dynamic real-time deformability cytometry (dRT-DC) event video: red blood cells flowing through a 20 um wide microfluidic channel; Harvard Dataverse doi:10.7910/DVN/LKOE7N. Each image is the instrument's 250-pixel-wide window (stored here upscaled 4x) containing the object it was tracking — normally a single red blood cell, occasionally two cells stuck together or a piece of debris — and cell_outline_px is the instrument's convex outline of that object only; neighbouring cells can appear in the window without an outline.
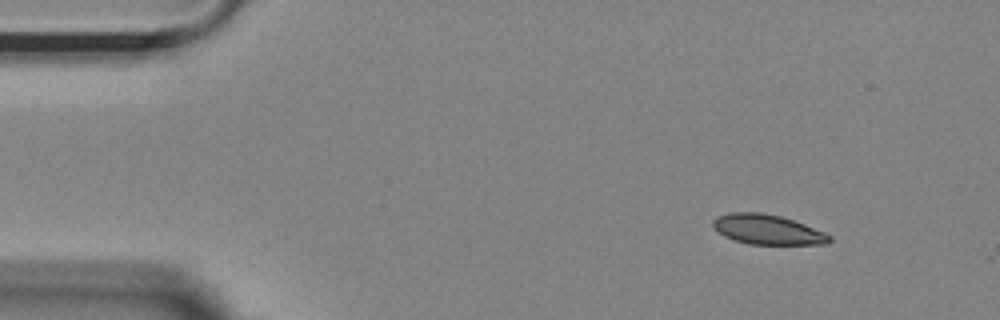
{"species": "Egyptian fruit bat (a non-hibernating species)", "species_latin": "Rousettus aegyptiacus", "temperature_condition": "room temperature", "stored_images_in_passage": 48, "camera_frame_rate_fps": 3000, "um_per_image_px": 0.085, "animal": {"sex": "female"}, "frame": {"image": 1, "passage_image": 1, "time_ms": 0.0, "image_size_px": [1000, 320], "cell_outline_px": [[832, 240], [828, 244], [748, 244], [732, 240], [724, 236], [712, 224], [712, 220], [716, 216], [728, 212], [760, 212], [780, 216], [804, 224], [824, 232], [832, 236]], "centroid_in_image_um": [65.22, 19.51], "position_along_channel_um": 19.8, "area_um2": 20.29}}
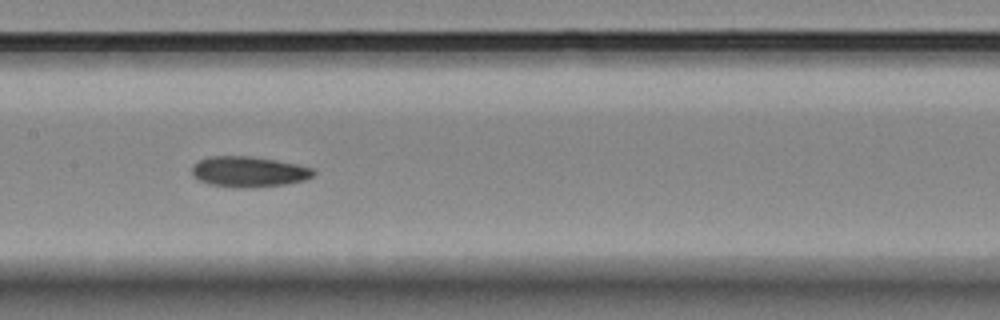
{"frame": {"image": 2, "passage_image": 21, "time_ms": 6.667, "image_size_px": [1000, 320], "cell_outline_px": [[316, 172], [312, 176], [304, 180], [284, 184], [252, 188], [232, 188], [208, 184], [192, 176], [192, 164], [208, 156], [248, 156], [296, 164], [312, 168]], "centroid_in_image_um": [21.09, 14.61], "position_along_channel_um": 186.3, "area_um2": 21.68}}
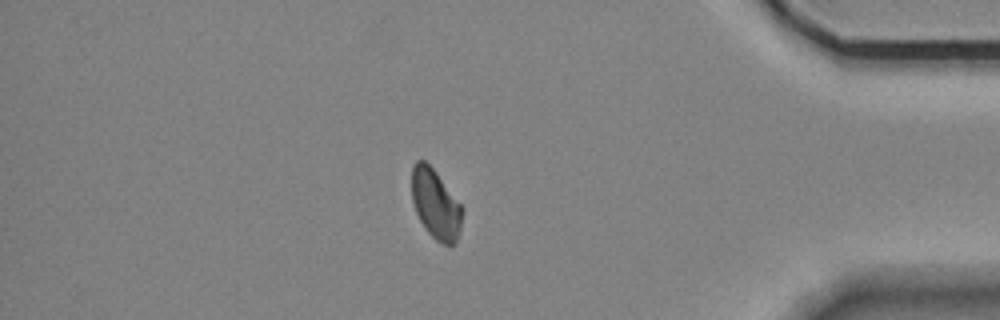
{"frame": {"image": 3, "passage_image": 41, "time_ms": 13.333, "image_size_px": [1000, 320], "cell_outline_px": [[460, 232], [452, 248], [448, 248], [440, 244], [428, 232], [420, 220], [416, 212], [412, 200], [412, 164], [416, 160], [424, 160], [436, 172], [460, 204]], "centroid_in_image_um": [37.0, 17.38], "position_along_channel_um": 398.2, "area_um2": 20.23}, "authors_computed_cell_mechanics": {"area_um2": 21.386, "velocity_mm_per_s": 3.6967, "shape_relaxation_time_tau1_ms": 6.1059, "shape_relaxation_time_tau2_ms": 6.1897, "deformation_change_tau1": 0.1193, "deformation_change_tau2": 0.0875}}